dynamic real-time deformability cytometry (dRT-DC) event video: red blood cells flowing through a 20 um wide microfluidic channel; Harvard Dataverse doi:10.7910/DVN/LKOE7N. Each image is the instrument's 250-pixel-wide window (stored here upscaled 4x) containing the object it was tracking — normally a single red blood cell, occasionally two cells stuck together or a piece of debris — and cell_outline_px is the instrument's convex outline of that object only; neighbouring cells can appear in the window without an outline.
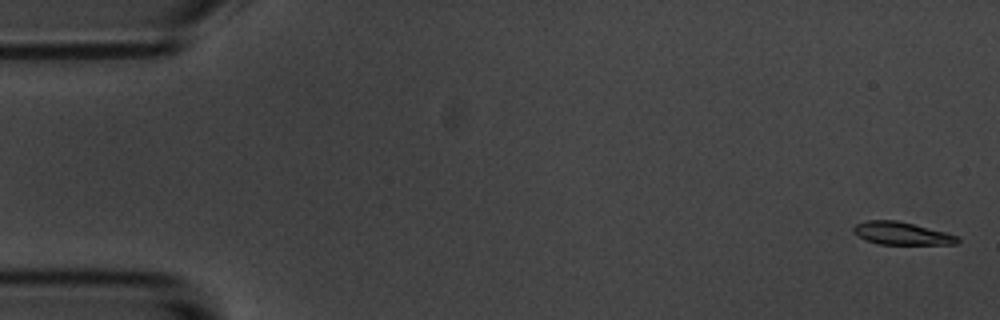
{"species": "common noctule bat (a hibernating species)", "species_latin": "Nyctalus noctula", "temperature_condition": "room temperature", "stored_images_in_passage": 8, "camera_frame_rate_fps": 3000, "um_per_image_px": 0.085, "animal": {"sex": "male", "body_mass_g": 20.1, "forearm_length_mm": 53.5}, "frame": {"image": 1, "passage_image": 1, "time_ms": 0.0, "image_size_px": [1000, 320], "cell_outline_px": [[960, 240], [956, 244], [880, 244], [864, 240], [852, 232], [852, 228], [856, 224], [868, 220], [896, 220], [944, 232], [956, 236]], "centroid_in_image_um": [76.57, 19.84], "position_along_channel_um": 8.4, "area_um2": 13.58}}
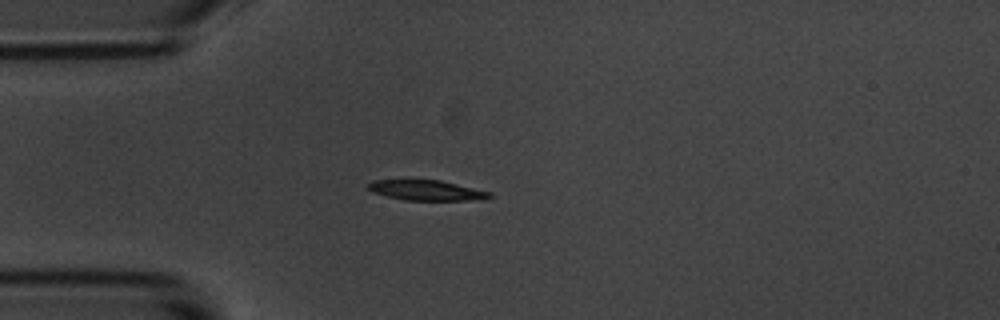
{"frame": {"image": 2, "passage_image": 5, "time_ms": 4.667, "image_size_px": [1000, 320], "cell_outline_px": [[492, 196], [480, 200], [404, 200], [372, 192], [368, 188], [368, 184], [372, 180], [408, 176], [440, 180], [492, 192]], "centroid_in_image_um": [36.16, 16.11], "position_along_channel_um": 48.8, "area_um2": 15.2}}
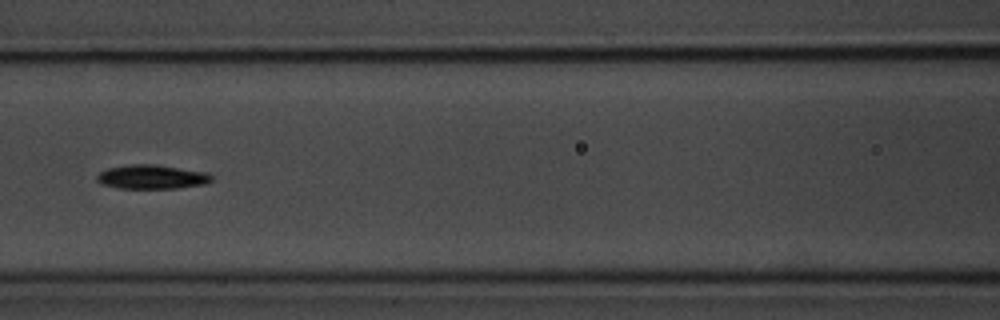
{"frame": {"image": 3, "passage_image": 8, "time_ms": 8.0, "image_size_px": [1000, 320], "cell_outline_px": [[212, 180], [208, 184], [176, 188], [120, 188], [100, 184], [96, 180], [96, 176], [100, 172], [108, 168], [132, 164], [152, 164], [208, 172], [212, 176]], "centroid_in_image_um": [12.92, 15.04], "position_along_channel_um": 153.7, "area_um2": 16.13}}